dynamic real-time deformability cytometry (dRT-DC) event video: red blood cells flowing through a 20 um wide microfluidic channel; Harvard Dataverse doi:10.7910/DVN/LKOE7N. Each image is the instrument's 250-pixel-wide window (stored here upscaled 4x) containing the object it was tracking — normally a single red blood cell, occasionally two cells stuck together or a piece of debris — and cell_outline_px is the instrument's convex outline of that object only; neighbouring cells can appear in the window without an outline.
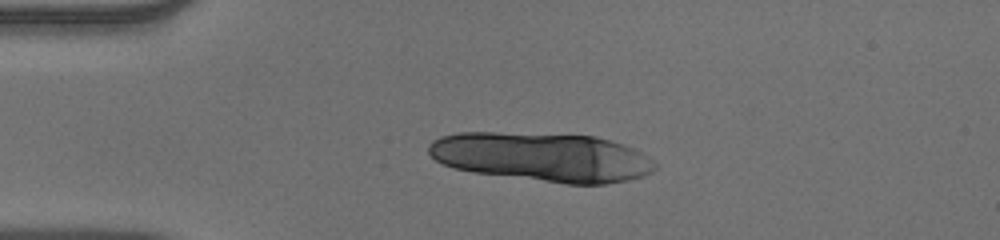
{"species": "human", "species_latin": "Homo sapiens", "temperature_condition": "warm", "stored_images_in_passage": 15, "camera_frame_rate_fps": 3000, "um_per_image_px": 0.085, "donor": {"sex": "male"}, "frame": {"image": 1, "passage_image": 7, "time_ms": 2.0, "image_size_px": [1000, 240], "cell_outline_px": [[660, 164], [652, 172], [644, 176], [628, 180], [608, 184], [568, 184], [472, 172], [456, 168], [444, 164], [436, 160], [428, 152], [428, 144], [432, 140], [440, 136], [456, 132], [496, 132], [596, 136], [624, 144], [640, 152]], "centroid_in_image_um": [46.11, 13.34], "position_along_channel_um": 38.9, "area_um2": 64.91}}